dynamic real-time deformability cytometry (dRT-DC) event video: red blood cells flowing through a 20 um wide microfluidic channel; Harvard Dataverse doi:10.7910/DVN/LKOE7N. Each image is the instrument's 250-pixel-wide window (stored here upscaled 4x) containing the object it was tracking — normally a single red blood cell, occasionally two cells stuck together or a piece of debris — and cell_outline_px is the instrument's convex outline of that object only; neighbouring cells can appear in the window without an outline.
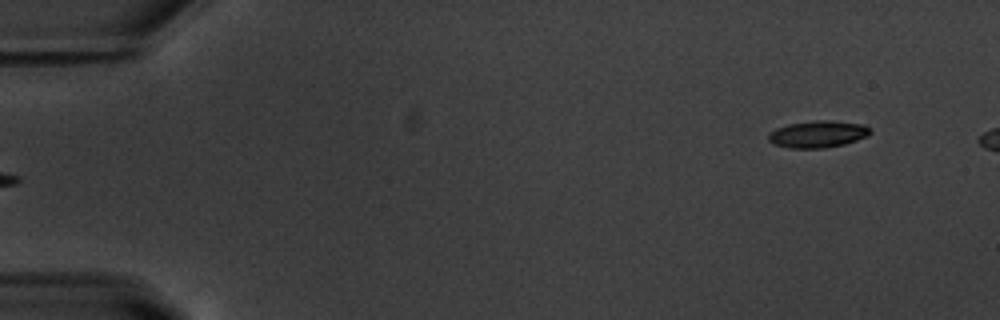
{"species": "common noctule bat (a hibernating species)", "species_latin": "Nyctalus noctula", "temperature_condition": "warm", "stored_images_in_passage": 6, "camera_frame_rate_fps": 3000, "um_per_image_px": 0.085, "animal": {"sex": "male", "body_mass_g": 20.1, "forearm_length_mm": 53.5}, "frame": {"image": 1, "passage_image": 1, "time_ms": 0.0, "image_size_px": [1000, 320], "cell_outline_px": [[872, 132], [868, 136], [844, 144], [824, 148], [788, 148], [772, 144], [768, 140], [768, 136], [776, 128], [788, 124], [816, 120], [832, 120], [864, 124], [872, 128]], "centroid_in_image_um": [69.55, 11.4], "position_along_channel_um": 15.5, "area_um2": 16.13}}